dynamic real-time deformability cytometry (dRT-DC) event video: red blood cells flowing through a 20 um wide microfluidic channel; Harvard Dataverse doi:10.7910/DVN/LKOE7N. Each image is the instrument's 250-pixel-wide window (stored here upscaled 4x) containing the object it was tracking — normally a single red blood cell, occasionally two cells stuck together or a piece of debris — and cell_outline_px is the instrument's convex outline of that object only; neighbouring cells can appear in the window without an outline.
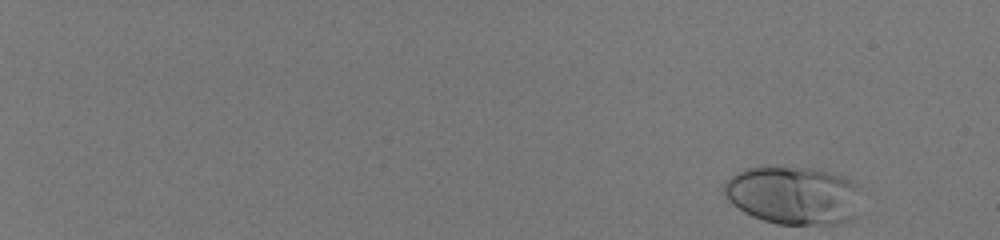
{"species": "human", "species_latin": "Homo sapiens", "temperature_condition": "room temperature", "stored_images_in_passage": 51, "camera_frame_rate_fps": 3000, "um_per_image_px": 0.085, "donor": {"sex": "male"}, "frame": {"image": 1, "passage_image": 1, "time_ms": 0.0, "image_size_px": [1000, 240], "cell_outline_px": [[860, 188], [856, 216], [840, 224], [776, 224], [752, 216], [744, 212], [732, 204], [724, 196], [724, 180], [736, 172], [748, 168], [812, 168], [844, 176], [860, 184]], "centroid_in_image_um": [67.45, 16.61], "position_along_channel_um": 17.5, "area_um2": 46.7}}
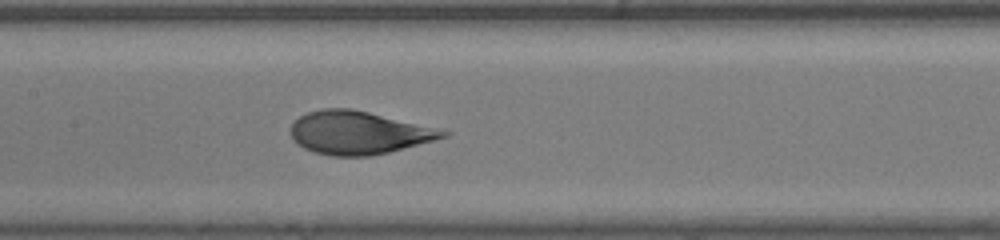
{"frame": {"image": 2, "passage_image": 29, "time_ms": 9.333, "image_size_px": [1000, 240], "cell_outline_px": [[452, 132], [448, 136], [388, 152], [368, 156], [332, 156], [312, 152], [296, 144], [292, 140], [288, 132], [292, 124], [300, 116], [308, 112], [320, 108], [352, 108]], "centroid_in_image_um": [30.39, 11.28], "position_along_channel_um": 177.0, "area_um2": 38.09}}
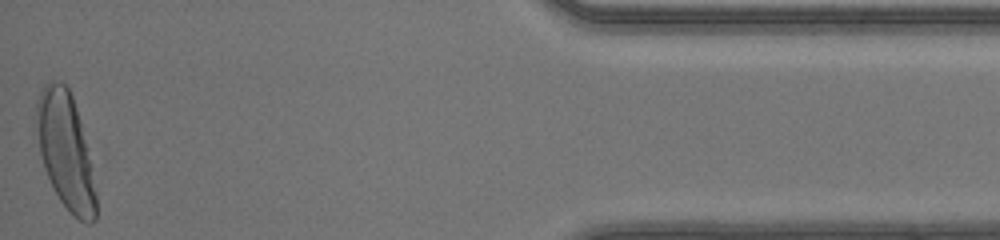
{"frame": {"image": 3, "passage_image": 51, "time_ms": 16.667, "image_size_px": [1000, 240], "cell_outline_px": [[96, 220], [92, 224], [88, 224], [80, 220], [60, 200], [44, 168], [40, 152], [36, 112], [36, 100], [44, 84], [52, 80], [64, 84], [68, 88], [72, 96], [76, 108], [88, 148], [96, 192]], "centroid_in_image_um": [5.59, 12.81], "position_along_channel_um": 429.6, "area_um2": 39.59}, "authors_computed_cell_mechanics": {"area_um2": 39.1884, "velocity_mm_per_s": 4.1501, "shape_relaxation_time_tau1_ms": 4.0546, "shape_relaxation_time_tau2_ms": null, "deformation_change_tau1": 0.2005, "deformation_change_tau2": null}}